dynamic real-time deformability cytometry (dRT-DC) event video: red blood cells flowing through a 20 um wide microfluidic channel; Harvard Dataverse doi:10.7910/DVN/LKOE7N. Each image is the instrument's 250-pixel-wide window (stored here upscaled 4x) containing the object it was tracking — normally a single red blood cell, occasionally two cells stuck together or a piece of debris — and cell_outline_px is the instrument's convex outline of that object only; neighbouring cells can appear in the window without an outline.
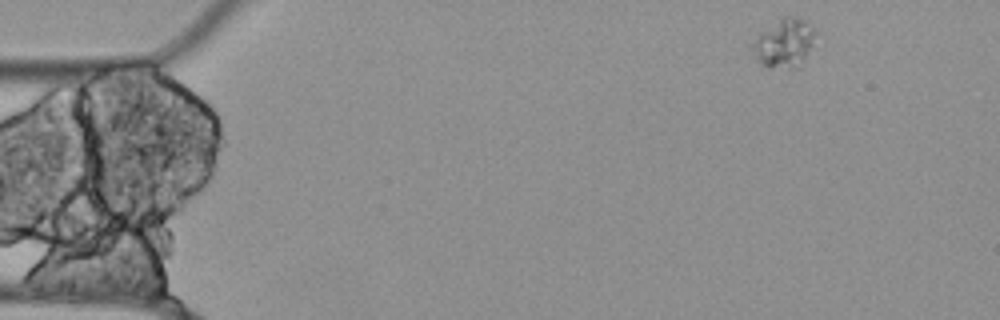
{"species": "Egyptian fruit bat (a non-hibernating species)", "species_latin": "Rousettus aegyptiacus", "temperature_condition": "cold", "stored_images_in_passage": 50, "camera_frame_rate_fps": 3000, "um_per_image_px": 0.085, "animal": {"sex": "female"}, "frame": {"image": 1, "passage_image": 1, "time_ms": 0.0, "image_size_px": [1000, 320], "cell_outline_px": [[816, 32], [812, 44], [800, 68], [768, 68], [756, 60], [748, 48], [756, 36], [760, 32], [784, 16], [792, 16], [804, 20]], "centroid_in_image_um": [66.59, 3.7], "position_along_channel_um": 18.4, "area_um2": 18.03}}
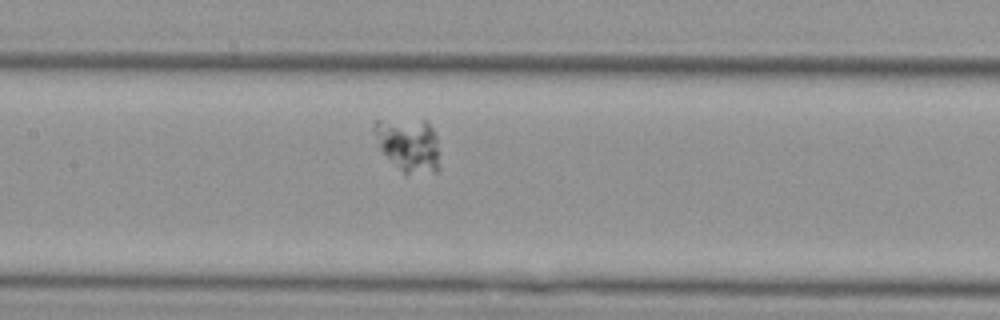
{"frame": {"image": 2, "passage_image": 22, "time_ms": 7.0, "image_size_px": [1000, 320], "cell_outline_px": [[440, 168], [436, 172], [404, 172], [380, 148], [372, 128], [372, 124], [376, 120], [424, 120], [432, 128], [436, 136]], "centroid_in_image_um": [34.73, 12.27], "position_along_channel_um": 172.7, "area_um2": 19.88}}
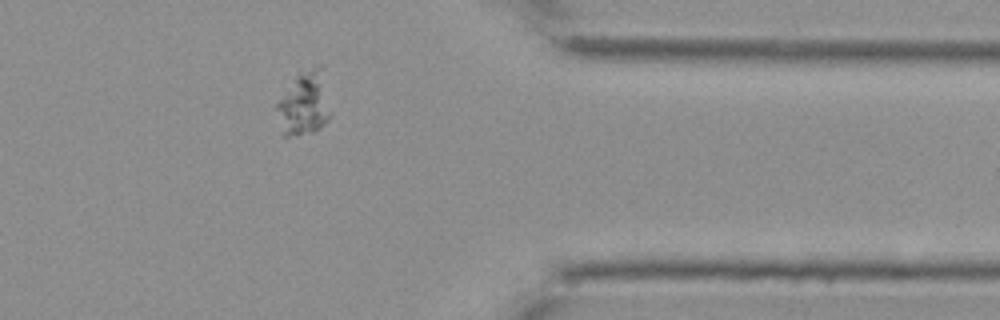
{"frame": {"image": 3, "passage_image": 42, "time_ms": 13.667, "image_size_px": [1000, 320], "cell_outline_px": [[332, 112], [328, 120], [320, 128], [312, 132], [288, 136], [280, 136], [276, 108], [276, 104], [300, 68], [316, 64], [320, 64], [324, 68]], "centroid_in_image_um": [25.89, 8.73], "position_along_channel_um": 385.5, "area_um2": 21.15}}